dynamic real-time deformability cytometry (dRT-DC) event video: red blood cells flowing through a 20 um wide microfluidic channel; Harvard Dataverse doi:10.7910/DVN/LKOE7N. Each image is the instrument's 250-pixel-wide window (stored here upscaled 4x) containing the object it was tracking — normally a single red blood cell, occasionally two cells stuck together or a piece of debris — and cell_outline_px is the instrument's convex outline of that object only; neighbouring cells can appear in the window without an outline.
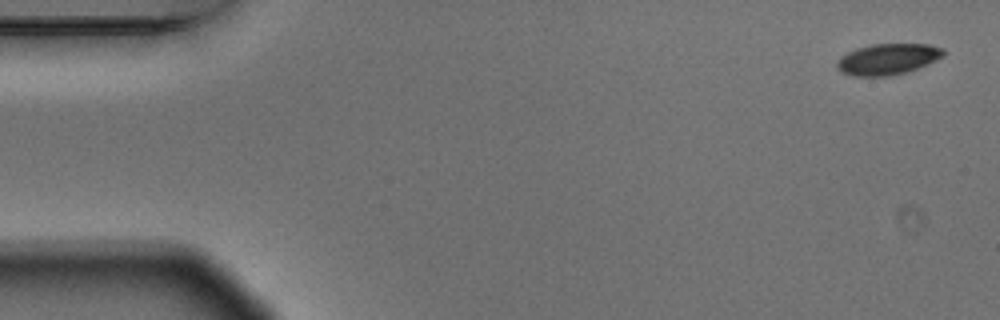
{"species": "Egyptian fruit bat (a non-hibernating species)", "species_latin": "Rousettus aegyptiacus", "temperature_condition": "warm", "stored_images_in_passage": 8, "camera_frame_rate_fps": 3000, "um_per_image_px": 0.085, "animal": {"sex": "male"}, "frame": {"image": 1, "passage_image": 1, "time_ms": 0.0, "image_size_px": [1000, 320], "cell_outline_px": [[944, 56], [908, 72], [892, 76], [852, 76], [840, 72], [836, 68], [836, 64], [840, 56], [856, 48], [872, 44], [928, 44], [944, 48]], "centroid_in_image_um": [75.43, 5.03], "position_along_channel_um": 9.6, "area_um2": 19.42}}
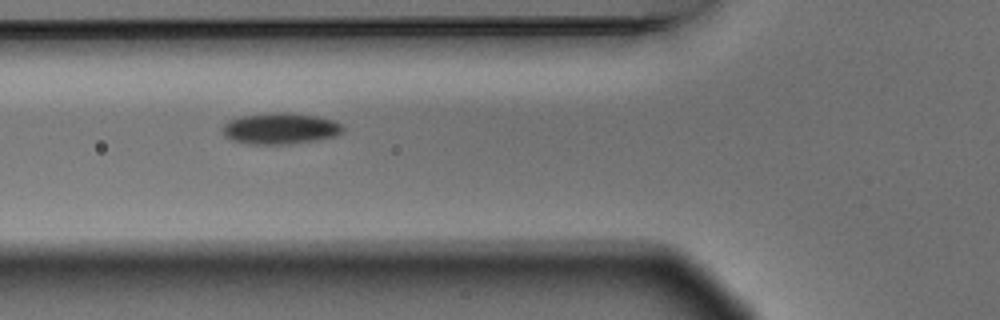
{"frame": {"image": 2, "passage_image": 6, "time_ms": 1.667, "image_size_px": [1000, 320], "cell_outline_px": [[344, 132], [336, 136], [320, 140], [288, 144], [252, 144], [232, 140], [224, 136], [224, 124], [228, 120], [240, 116], [272, 112], [288, 112], [316, 116], [332, 120], [340, 124], [344, 128]], "centroid_in_image_um": [23.85, 10.92], "position_along_channel_um": 102.0, "area_um2": 22.02}}
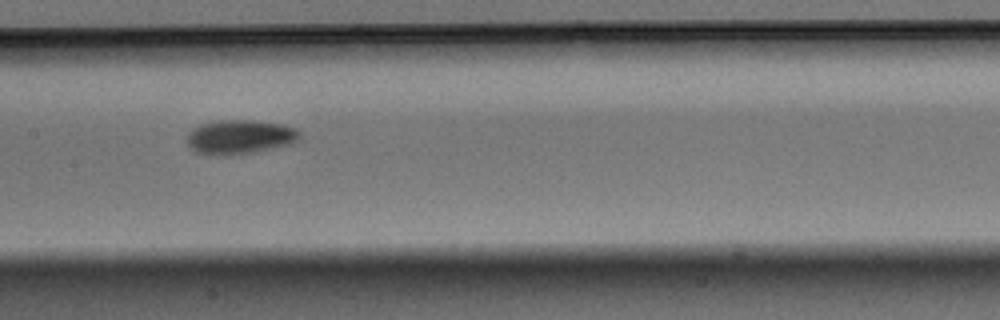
{"frame": {"image": 3, "passage_image": 8, "time_ms": 2.333, "image_size_px": [1000, 320], "cell_outline_px": [[300, 140], [288, 144], [252, 152], [224, 156], [212, 156], [196, 152], [188, 144], [188, 132], [192, 128], [200, 124], [216, 120], [252, 120], [284, 124], [296, 128], [300, 132]], "centroid_in_image_um": [20.37, 11.63], "position_along_channel_um": 187.0, "area_um2": 22.6}}